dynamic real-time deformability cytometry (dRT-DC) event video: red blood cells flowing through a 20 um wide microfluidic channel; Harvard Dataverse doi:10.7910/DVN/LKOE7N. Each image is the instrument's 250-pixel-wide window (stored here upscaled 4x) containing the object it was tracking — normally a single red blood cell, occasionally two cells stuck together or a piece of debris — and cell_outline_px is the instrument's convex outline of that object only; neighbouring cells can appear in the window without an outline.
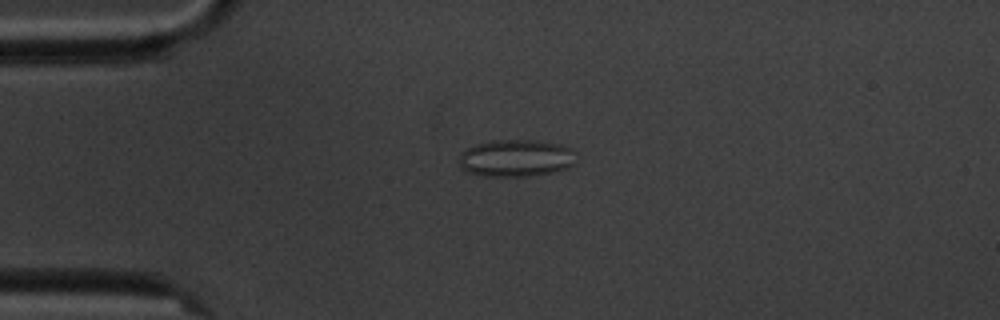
{"species": "common noctule bat (a hibernating species)", "species_latin": "Nyctalus noctula", "temperature_condition": "cold", "stored_images_in_passage": 2, "camera_frame_rate_fps": 3000, "um_per_image_px": 0.085, "animal": {"sex": "male", "body_mass_g": 20.1, "forearm_length_mm": 53.5}, "frame": {"image": 1, "passage_image": 1, "time_ms": 0.0, "image_size_px": [1000, 320], "cell_outline_px": [[576, 152], [572, 164], [568, 168], [552, 172], [532, 176], [480, 176], [464, 172], [460, 168], [456, 160], [460, 152], [464, 148], [476, 144], [492, 140], [536, 140], [560, 144], [572, 148]], "centroid_in_image_um": [43.78, 13.44], "position_along_channel_um": 41.2, "area_um2": 26.01}}